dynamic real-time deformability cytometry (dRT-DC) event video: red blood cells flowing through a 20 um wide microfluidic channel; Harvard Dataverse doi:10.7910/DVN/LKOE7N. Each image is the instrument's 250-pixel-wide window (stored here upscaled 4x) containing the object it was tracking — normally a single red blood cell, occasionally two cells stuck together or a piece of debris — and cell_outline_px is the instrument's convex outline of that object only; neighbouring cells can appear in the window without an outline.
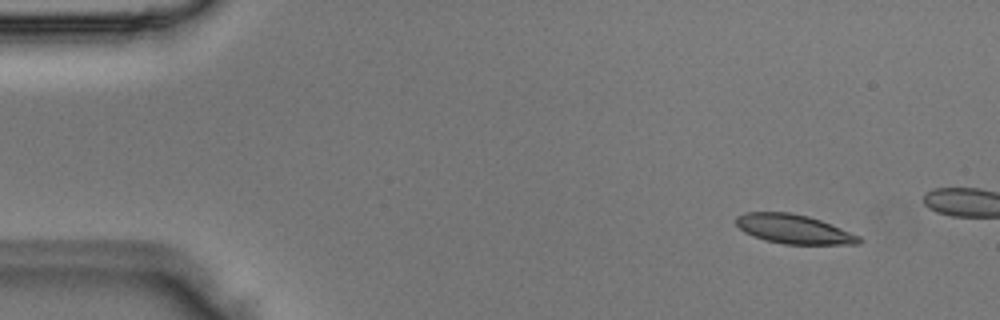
{"species": "Egyptian fruit bat (a non-hibernating species)", "species_latin": "Rousettus aegyptiacus", "temperature_condition": "room temperature", "stored_images_in_passage": 3, "camera_frame_rate_fps": 3000, "um_per_image_px": 0.085, "animal": {"sex": "male"}, "frame": {"image": 1, "passage_image": 1, "time_ms": 0.0, "image_size_px": [1000, 320], "cell_outline_px": [[864, 240], [860, 244], [784, 244], [764, 240], [744, 232], [736, 224], [736, 216], [744, 212], [792, 212], [808, 216], [820, 220], [860, 236]], "centroid_in_image_um": [67.46, 19.47], "position_along_channel_um": 17.5, "area_um2": 20.92}}